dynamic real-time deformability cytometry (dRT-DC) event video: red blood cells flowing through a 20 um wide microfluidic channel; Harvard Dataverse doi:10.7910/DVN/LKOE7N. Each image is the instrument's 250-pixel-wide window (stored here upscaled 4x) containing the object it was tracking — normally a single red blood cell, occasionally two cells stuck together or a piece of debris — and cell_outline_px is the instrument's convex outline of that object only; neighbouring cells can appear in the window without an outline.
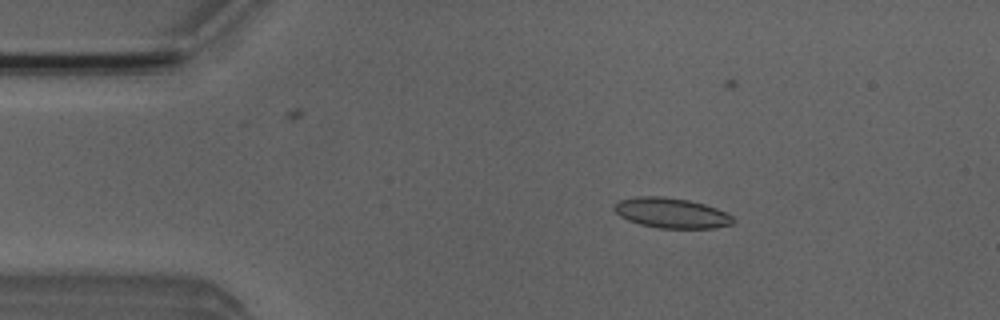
{"species": "Egyptian fruit bat (a non-hibernating species)", "species_latin": "Rousettus aegyptiacus", "temperature_condition": "room temperature", "stored_images_in_passage": 4, "camera_frame_rate_fps": 3000, "um_per_image_px": 0.085, "animal": {"sex": "male"}, "frame": {"image": 1, "passage_image": 2, "time_ms": 1.0, "image_size_px": [1000, 320], "cell_outline_px": [[736, 220], [732, 224], [712, 228], [660, 228], [640, 224], [628, 220], [620, 216], [612, 208], [620, 200], [636, 196], [664, 196], [688, 200], [704, 204], [716, 208], [732, 216]], "centroid_in_image_um": [57.06, 18.1], "position_along_channel_um": 27.9, "area_um2": 20.81}}